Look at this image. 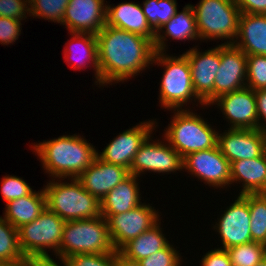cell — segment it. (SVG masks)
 I'll return each mask as SVG.
<instances>
[{
  "label": "cell",
  "instance_id": "3",
  "mask_svg": "<svg viewBox=\"0 0 266 266\" xmlns=\"http://www.w3.org/2000/svg\"><path fill=\"white\" fill-rule=\"evenodd\" d=\"M153 65L163 66L164 71L159 89V104L167 110H182L184 104L193 103L205 107L204 102L196 95L190 73V65L186 55H168L166 52L156 51ZM203 105V106H202Z\"/></svg>",
  "mask_w": 266,
  "mask_h": 266
},
{
  "label": "cell",
  "instance_id": "23",
  "mask_svg": "<svg viewBox=\"0 0 266 266\" xmlns=\"http://www.w3.org/2000/svg\"><path fill=\"white\" fill-rule=\"evenodd\" d=\"M233 44L247 56H266V15L241 13L238 34Z\"/></svg>",
  "mask_w": 266,
  "mask_h": 266
},
{
  "label": "cell",
  "instance_id": "35",
  "mask_svg": "<svg viewBox=\"0 0 266 266\" xmlns=\"http://www.w3.org/2000/svg\"><path fill=\"white\" fill-rule=\"evenodd\" d=\"M64 260L68 266H117L116 251L101 254H77Z\"/></svg>",
  "mask_w": 266,
  "mask_h": 266
},
{
  "label": "cell",
  "instance_id": "24",
  "mask_svg": "<svg viewBox=\"0 0 266 266\" xmlns=\"http://www.w3.org/2000/svg\"><path fill=\"white\" fill-rule=\"evenodd\" d=\"M138 177L129 174L100 200L101 215L107 220L111 215L124 213L142 204Z\"/></svg>",
  "mask_w": 266,
  "mask_h": 266
},
{
  "label": "cell",
  "instance_id": "32",
  "mask_svg": "<svg viewBox=\"0 0 266 266\" xmlns=\"http://www.w3.org/2000/svg\"><path fill=\"white\" fill-rule=\"evenodd\" d=\"M29 17L62 23L69 0H28Z\"/></svg>",
  "mask_w": 266,
  "mask_h": 266
},
{
  "label": "cell",
  "instance_id": "37",
  "mask_svg": "<svg viewBox=\"0 0 266 266\" xmlns=\"http://www.w3.org/2000/svg\"><path fill=\"white\" fill-rule=\"evenodd\" d=\"M28 14H29L28 0H0V17L25 20Z\"/></svg>",
  "mask_w": 266,
  "mask_h": 266
},
{
  "label": "cell",
  "instance_id": "17",
  "mask_svg": "<svg viewBox=\"0 0 266 266\" xmlns=\"http://www.w3.org/2000/svg\"><path fill=\"white\" fill-rule=\"evenodd\" d=\"M106 0H69L63 21L69 32L97 34L106 25Z\"/></svg>",
  "mask_w": 266,
  "mask_h": 266
},
{
  "label": "cell",
  "instance_id": "16",
  "mask_svg": "<svg viewBox=\"0 0 266 266\" xmlns=\"http://www.w3.org/2000/svg\"><path fill=\"white\" fill-rule=\"evenodd\" d=\"M247 55L234 44H221L220 66L214 81V100L246 87Z\"/></svg>",
  "mask_w": 266,
  "mask_h": 266
},
{
  "label": "cell",
  "instance_id": "31",
  "mask_svg": "<svg viewBox=\"0 0 266 266\" xmlns=\"http://www.w3.org/2000/svg\"><path fill=\"white\" fill-rule=\"evenodd\" d=\"M233 266H255L266 257V245L250 242L226 249Z\"/></svg>",
  "mask_w": 266,
  "mask_h": 266
},
{
  "label": "cell",
  "instance_id": "43",
  "mask_svg": "<svg viewBox=\"0 0 266 266\" xmlns=\"http://www.w3.org/2000/svg\"><path fill=\"white\" fill-rule=\"evenodd\" d=\"M117 266H141L139 261H134L123 256L119 251H116Z\"/></svg>",
  "mask_w": 266,
  "mask_h": 266
},
{
  "label": "cell",
  "instance_id": "6",
  "mask_svg": "<svg viewBox=\"0 0 266 266\" xmlns=\"http://www.w3.org/2000/svg\"><path fill=\"white\" fill-rule=\"evenodd\" d=\"M114 251L108 233V223L102 215L65 222L58 259L77 254H101Z\"/></svg>",
  "mask_w": 266,
  "mask_h": 266
},
{
  "label": "cell",
  "instance_id": "25",
  "mask_svg": "<svg viewBox=\"0 0 266 266\" xmlns=\"http://www.w3.org/2000/svg\"><path fill=\"white\" fill-rule=\"evenodd\" d=\"M231 166V184L242 182L238 195L247 193H266V158L260 157L233 161Z\"/></svg>",
  "mask_w": 266,
  "mask_h": 266
},
{
  "label": "cell",
  "instance_id": "29",
  "mask_svg": "<svg viewBox=\"0 0 266 266\" xmlns=\"http://www.w3.org/2000/svg\"><path fill=\"white\" fill-rule=\"evenodd\" d=\"M148 24L156 32L176 14V0H145L141 4Z\"/></svg>",
  "mask_w": 266,
  "mask_h": 266
},
{
  "label": "cell",
  "instance_id": "4",
  "mask_svg": "<svg viewBox=\"0 0 266 266\" xmlns=\"http://www.w3.org/2000/svg\"><path fill=\"white\" fill-rule=\"evenodd\" d=\"M63 180H50L43 188L48 210L64 221L101 216L100 200L85 190L77 178H70L69 182Z\"/></svg>",
  "mask_w": 266,
  "mask_h": 266
},
{
  "label": "cell",
  "instance_id": "13",
  "mask_svg": "<svg viewBox=\"0 0 266 266\" xmlns=\"http://www.w3.org/2000/svg\"><path fill=\"white\" fill-rule=\"evenodd\" d=\"M159 126L156 119L140 122L132 128L119 133L102 152L97 150V157L107 163L120 165L130 170L135 154L140 146Z\"/></svg>",
  "mask_w": 266,
  "mask_h": 266
},
{
  "label": "cell",
  "instance_id": "22",
  "mask_svg": "<svg viewBox=\"0 0 266 266\" xmlns=\"http://www.w3.org/2000/svg\"><path fill=\"white\" fill-rule=\"evenodd\" d=\"M165 29V30H164ZM162 33V34H161ZM174 40H198L199 34L196 26L195 14L191 4L185 5L181 12L176 14L155 32L154 48L158 52H166V41Z\"/></svg>",
  "mask_w": 266,
  "mask_h": 266
},
{
  "label": "cell",
  "instance_id": "5",
  "mask_svg": "<svg viewBox=\"0 0 266 266\" xmlns=\"http://www.w3.org/2000/svg\"><path fill=\"white\" fill-rule=\"evenodd\" d=\"M187 109L173 110V119L162 136L182 158L217 145L218 132L215 128L200 115Z\"/></svg>",
  "mask_w": 266,
  "mask_h": 266
},
{
  "label": "cell",
  "instance_id": "7",
  "mask_svg": "<svg viewBox=\"0 0 266 266\" xmlns=\"http://www.w3.org/2000/svg\"><path fill=\"white\" fill-rule=\"evenodd\" d=\"M192 8L200 41L218 39L226 40L224 44L234 43L241 12L233 0H200Z\"/></svg>",
  "mask_w": 266,
  "mask_h": 266
},
{
  "label": "cell",
  "instance_id": "41",
  "mask_svg": "<svg viewBox=\"0 0 266 266\" xmlns=\"http://www.w3.org/2000/svg\"><path fill=\"white\" fill-rule=\"evenodd\" d=\"M254 92L258 114V129H261L266 127V89H259Z\"/></svg>",
  "mask_w": 266,
  "mask_h": 266
},
{
  "label": "cell",
  "instance_id": "30",
  "mask_svg": "<svg viewBox=\"0 0 266 266\" xmlns=\"http://www.w3.org/2000/svg\"><path fill=\"white\" fill-rule=\"evenodd\" d=\"M25 258L21 251L18 229L0 216V263L12 262Z\"/></svg>",
  "mask_w": 266,
  "mask_h": 266
},
{
  "label": "cell",
  "instance_id": "44",
  "mask_svg": "<svg viewBox=\"0 0 266 266\" xmlns=\"http://www.w3.org/2000/svg\"><path fill=\"white\" fill-rule=\"evenodd\" d=\"M0 266H35L34 259L25 257L21 260H16L12 262H1Z\"/></svg>",
  "mask_w": 266,
  "mask_h": 266
},
{
  "label": "cell",
  "instance_id": "2",
  "mask_svg": "<svg viewBox=\"0 0 266 266\" xmlns=\"http://www.w3.org/2000/svg\"><path fill=\"white\" fill-rule=\"evenodd\" d=\"M31 148L51 179L77 178L97 156L95 147L77 134L33 143Z\"/></svg>",
  "mask_w": 266,
  "mask_h": 266
},
{
  "label": "cell",
  "instance_id": "10",
  "mask_svg": "<svg viewBox=\"0 0 266 266\" xmlns=\"http://www.w3.org/2000/svg\"><path fill=\"white\" fill-rule=\"evenodd\" d=\"M160 216L149 203H142L127 212L111 215L107 223L114 250L119 251L130 240L150 229L160 220Z\"/></svg>",
  "mask_w": 266,
  "mask_h": 266
},
{
  "label": "cell",
  "instance_id": "34",
  "mask_svg": "<svg viewBox=\"0 0 266 266\" xmlns=\"http://www.w3.org/2000/svg\"><path fill=\"white\" fill-rule=\"evenodd\" d=\"M33 189L24 179L14 175L2 177L1 194L6 204L9 201L29 195Z\"/></svg>",
  "mask_w": 266,
  "mask_h": 266
},
{
  "label": "cell",
  "instance_id": "15",
  "mask_svg": "<svg viewBox=\"0 0 266 266\" xmlns=\"http://www.w3.org/2000/svg\"><path fill=\"white\" fill-rule=\"evenodd\" d=\"M215 104L230 123L229 129H258L255 92L251 88L221 95L211 103Z\"/></svg>",
  "mask_w": 266,
  "mask_h": 266
},
{
  "label": "cell",
  "instance_id": "21",
  "mask_svg": "<svg viewBox=\"0 0 266 266\" xmlns=\"http://www.w3.org/2000/svg\"><path fill=\"white\" fill-rule=\"evenodd\" d=\"M72 38L65 43L64 59L74 70L89 67L94 68L95 84L100 87L98 51L96 35L92 33L70 32ZM69 46H68V45ZM74 44V45H73ZM67 45V46H66ZM72 61V62H71Z\"/></svg>",
  "mask_w": 266,
  "mask_h": 266
},
{
  "label": "cell",
  "instance_id": "42",
  "mask_svg": "<svg viewBox=\"0 0 266 266\" xmlns=\"http://www.w3.org/2000/svg\"><path fill=\"white\" fill-rule=\"evenodd\" d=\"M62 266H68L64 259H59ZM35 266H61L51 256L50 257H37L34 258Z\"/></svg>",
  "mask_w": 266,
  "mask_h": 266
},
{
  "label": "cell",
  "instance_id": "46",
  "mask_svg": "<svg viewBox=\"0 0 266 266\" xmlns=\"http://www.w3.org/2000/svg\"><path fill=\"white\" fill-rule=\"evenodd\" d=\"M255 266H266V257H264L259 263H257Z\"/></svg>",
  "mask_w": 266,
  "mask_h": 266
},
{
  "label": "cell",
  "instance_id": "9",
  "mask_svg": "<svg viewBox=\"0 0 266 266\" xmlns=\"http://www.w3.org/2000/svg\"><path fill=\"white\" fill-rule=\"evenodd\" d=\"M151 137L152 135L144 141L135 154L129 174L140 177L145 172L169 174L171 172L182 171V156L165 138L163 142L158 139L154 141Z\"/></svg>",
  "mask_w": 266,
  "mask_h": 266
},
{
  "label": "cell",
  "instance_id": "18",
  "mask_svg": "<svg viewBox=\"0 0 266 266\" xmlns=\"http://www.w3.org/2000/svg\"><path fill=\"white\" fill-rule=\"evenodd\" d=\"M217 146L231 163L243 159L260 157L263 154V140L260 129H229L218 131Z\"/></svg>",
  "mask_w": 266,
  "mask_h": 266
},
{
  "label": "cell",
  "instance_id": "36",
  "mask_svg": "<svg viewBox=\"0 0 266 266\" xmlns=\"http://www.w3.org/2000/svg\"><path fill=\"white\" fill-rule=\"evenodd\" d=\"M182 259L179 250L169 243L164 249L139 262L141 266H181Z\"/></svg>",
  "mask_w": 266,
  "mask_h": 266
},
{
  "label": "cell",
  "instance_id": "20",
  "mask_svg": "<svg viewBox=\"0 0 266 266\" xmlns=\"http://www.w3.org/2000/svg\"><path fill=\"white\" fill-rule=\"evenodd\" d=\"M106 25L146 37L154 43L155 31L148 24L141 5L122 2L117 6L107 4Z\"/></svg>",
  "mask_w": 266,
  "mask_h": 266
},
{
  "label": "cell",
  "instance_id": "14",
  "mask_svg": "<svg viewBox=\"0 0 266 266\" xmlns=\"http://www.w3.org/2000/svg\"><path fill=\"white\" fill-rule=\"evenodd\" d=\"M213 226L221 235V249L252 242L248 193L239 195Z\"/></svg>",
  "mask_w": 266,
  "mask_h": 266
},
{
  "label": "cell",
  "instance_id": "40",
  "mask_svg": "<svg viewBox=\"0 0 266 266\" xmlns=\"http://www.w3.org/2000/svg\"><path fill=\"white\" fill-rule=\"evenodd\" d=\"M241 13L266 15V0H233Z\"/></svg>",
  "mask_w": 266,
  "mask_h": 266
},
{
  "label": "cell",
  "instance_id": "8",
  "mask_svg": "<svg viewBox=\"0 0 266 266\" xmlns=\"http://www.w3.org/2000/svg\"><path fill=\"white\" fill-rule=\"evenodd\" d=\"M65 222L46 208L34 221L18 228L19 244L24 256L32 259L50 257L49 249L58 257Z\"/></svg>",
  "mask_w": 266,
  "mask_h": 266
},
{
  "label": "cell",
  "instance_id": "1",
  "mask_svg": "<svg viewBox=\"0 0 266 266\" xmlns=\"http://www.w3.org/2000/svg\"><path fill=\"white\" fill-rule=\"evenodd\" d=\"M96 39L103 88L137 76L153 62L154 43L144 36L105 25Z\"/></svg>",
  "mask_w": 266,
  "mask_h": 266
},
{
  "label": "cell",
  "instance_id": "27",
  "mask_svg": "<svg viewBox=\"0 0 266 266\" xmlns=\"http://www.w3.org/2000/svg\"><path fill=\"white\" fill-rule=\"evenodd\" d=\"M169 244L161 228V219L150 229L126 243L119 252L126 258L140 261L164 249Z\"/></svg>",
  "mask_w": 266,
  "mask_h": 266
},
{
  "label": "cell",
  "instance_id": "39",
  "mask_svg": "<svg viewBox=\"0 0 266 266\" xmlns=\"http://www.w3.org/2000/svg\"><path fill=\"white\" fill-rule=\"evenodd\" d=\"M201 266H233L225 249L215 248L202 257Z\"/></svg>",
  "mask_w": 266,
  "mask_h": 266
},
{
  "label": "cell",
  "instance_id": "19",
  "mask_svg": "<svg viewBox=\"0 0 266 266\" xmlns=\"http://www.w3.org/2000/svg\"><path fill=\"white\" fill-rule=\"evenodd\" d=\"M128 175L129 170L127 168L104 162L96 156L93 163L77 179L82 183L85 190L102 200Z\"/></svg>",
  "mask_w": 266,
  "mask_h": 266
},
{
  "label": "cell",
  "instance_id": "12",
  "mask_svg": "<svg viewBox=\"0 0 266 266\" xmlns=\"http://www.w3.org/2000/svg\"><path fill=\"white\" fill-rule=\"evenodd\" d=\"M195 46L184 52L190 65L192 84L196 95L210 107L214 101V81L221 60V44L200 52Z\"/></svg>",
  "mask_w": 266,
  "mask_h": 266
},
{
  "label": "cell",
  "instance_id": "26",
  "mask_svg": "<svg viewBox=\"0 0 266 266\" xmlns=\"http://www.w3.org/2000/svg\"><path fill=\"white\" fill-rule=\"evenodd\" d=\"M44 190L32 191L29 195L9 201L3 217L16 229L34 221L45 209Z\"/></svg>",
  "mask_w": 266,
  "mask_h": 266
},
{
  "label": "cell",
  "instance_id": "38",
  "mask_svg": "<svg viewBox=\"0 0 266 266\" xmlns=\"http://www.w3.org/2000/svg\"><path fill=\"white\" fill-rule=\"evenodd\" d=\"M22 20L0 17V44L10 45L18 40L22 30Z\"/></svg>",
  "mask_w": 266,
  "mask_h": 266
},
{
  "label": "cell",
  "instance_id": "33",
  "mask_svg": "<svg viewBox=\"0 0 266 266\" xmlns=\"http://www.w3.org/2000/svg\"><path fill=\"white\" fill-rule=\"evenodd\" d=\"M246 87L256 91L266 89V56H247Z\"/></svg>",
  "mask_w": 266,
  "mask_h": 266
},
{
  "label": "cell",
  "instance_id": "45",
  "mask_svg": "<svg viewBox=\"0 0 266 266\" xmlns=\"http://www.w3.org/2000/svg\"><path fill=\"white\" fill-rule=\"evenodd\" d=\"M262 134V140H263V155L266 158V127H263L260 129Z\"/></svg>",
  "mask_w": 266,
  "mask_h": 266
},
{
  "label": "cell",
  "instance_id": "11",
  "mask_svg": "<svg viewBox=\"0 0 266 266\" xmlns=\"http://www.w3.org/2000/svg\"><path fill=\"white\" fill-rule=\"evenodd\" d=\"M183 169L210 187L223 189L231 185L230 162L222 155L217 145L186 155L183 158Z\"/></svg>",
  "mask_w": 266,
  "mask_h": 266
},
{
  "label": "cell",
  "instance_id": "28",
  "mask_svg": "<svg viewBox=\"0 0 266 266\" xmlns=\"http://www.w3.org/2000/svg\"><path fill=\"white\" fill-rule=\"evenodd\" d=\"M252 241L266 245V193H248Z\"/></svg>",
  "mask_w": 266,
  "mask_h": 266
}]
</instances>
